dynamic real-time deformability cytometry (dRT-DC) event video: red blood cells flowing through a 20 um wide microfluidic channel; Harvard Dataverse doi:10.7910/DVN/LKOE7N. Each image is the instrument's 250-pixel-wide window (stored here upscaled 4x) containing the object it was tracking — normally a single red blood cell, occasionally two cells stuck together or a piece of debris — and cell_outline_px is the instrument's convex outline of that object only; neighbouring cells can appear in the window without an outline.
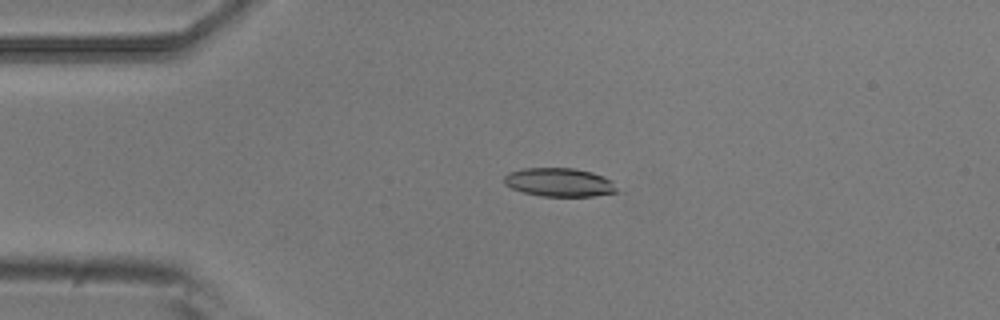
{"species": "common noctule bat (a hibernating species)", "species_latin": "Nyctalus noctula", "temperature_condition": "room temperature", "stored_images_in_passage": 5, "camera_frame_rate_fps": 3000, "um_per_image_px": 0.085, "animal": {"sex": "male", "body_mass_g": 20.5, "forearm_length_mm": 52.5}, "frame": {"image": 1, "passage_image": 4, "time_ms": 1.0, "image_size_px": [1000, 320], "cell_outline_px": [[620, 192], [592, 196], [540, 196], [524, 192], [512, 188], [504, 184], [504, 176], [508, 172], [524, 168], [572, 168], [592, 172], [604, 176], [612, 180]], "centroid_in_image_um": [47.56, 15.49], "position_along_channel_um": 37.4, "area_um2": 18.9}}